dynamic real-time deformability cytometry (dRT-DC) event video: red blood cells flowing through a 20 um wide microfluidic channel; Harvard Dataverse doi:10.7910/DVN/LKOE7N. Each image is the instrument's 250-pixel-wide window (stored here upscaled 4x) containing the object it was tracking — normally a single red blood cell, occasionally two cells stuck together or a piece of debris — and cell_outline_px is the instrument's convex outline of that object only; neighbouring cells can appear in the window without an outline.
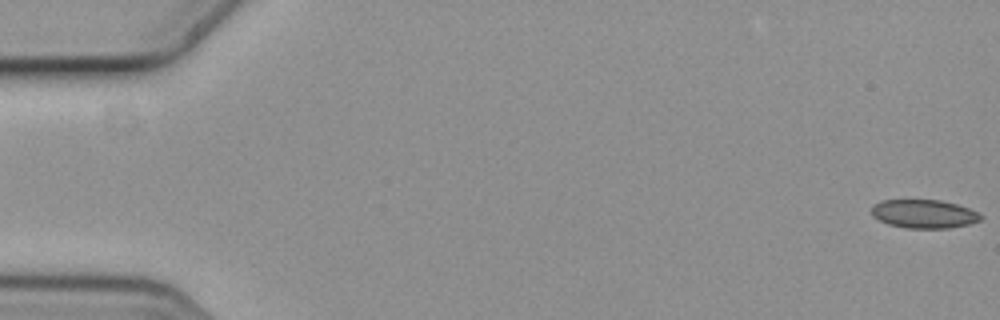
{"species": "common noctule bat (a hibernating species)", "species_latin": "Nyctalus noctula", "temperature_condition": "cold", "stored_images_in_passage": 2, "camera_frame_rate_fps": 3000, "um_per_image_px": 0.085, "animal": {"sex": "female", "body_mass_g": 19.3, "forearm_length_mm": 54.1}, "frame": {"image": 1, "passage_image": 2, "time_ms": 0.333, "image_size_px": [1000, 320], "cell_outline_px": [[984, 216], [980, 220], [968, 224], [948, 228], [908, 228], [888, 224], [872, 216], [872, 204], [880, 200], [940, 200], [956, 204], [968, 208]], "centroid_in_image_um": [78.51, 18.17], "position_along_channel_um": 6.5, "area_um2": 18.09}}